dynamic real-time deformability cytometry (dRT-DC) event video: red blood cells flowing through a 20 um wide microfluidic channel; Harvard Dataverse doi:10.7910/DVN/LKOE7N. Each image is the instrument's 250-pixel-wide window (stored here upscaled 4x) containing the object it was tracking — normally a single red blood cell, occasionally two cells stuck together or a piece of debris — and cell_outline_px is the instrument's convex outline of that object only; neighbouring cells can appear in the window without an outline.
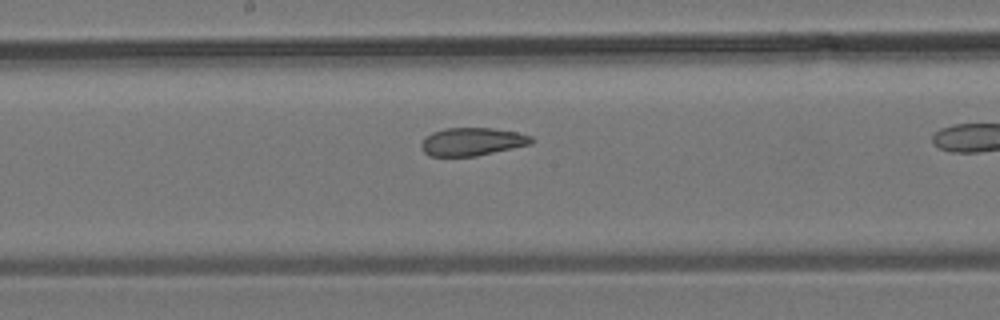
{"species": "common noctule bat (a hibernating species)", "species_latin": "Nyctalus noctula", "temperature_condition": "room temperature", "stored_images_in_passage": 27, "camera_frame_rate_fps": 3000, "um_per_image_px": 0.085, "animal": {"sex": "male", "body_mass_g": 19.2, "forearm_length_mm": 51.8}, "frame": {"image": 1, "passage_image": 16, "time_ms": 5.0, "image_size_px": [1000, 320], "cell_outline_px": [[536, 140], [532, 144], [476, 156], [428, 156], [420, 148], [420, 144], [424, 136], [432, 132], [444, 128], [492, 128], [516, 132], [532, 136]], "centroid_in_image_um": [40.11, 12.04], "position_along_channel_um": 208.1, "area_um2": 18.21}}
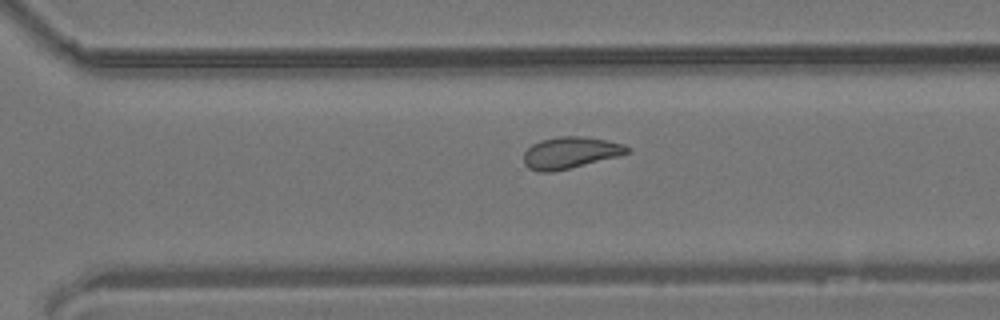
{"frame": {"image": 2, "passage_image": 23, "time_ms": 7.333, "image_size_px": [1000, 320], "cell_outline_px": [[632, 152], [552, 172], [540, 172], [528, 168], [524, 164], [524, 152], [532, 144], [540, 140], [560, 136], [584, 136], [624, 144], [632, 148]], "centroid_in_image_um": [48.46, 12.97], "position_along_channel_um": 322.1, "area_um2": 18.9}}